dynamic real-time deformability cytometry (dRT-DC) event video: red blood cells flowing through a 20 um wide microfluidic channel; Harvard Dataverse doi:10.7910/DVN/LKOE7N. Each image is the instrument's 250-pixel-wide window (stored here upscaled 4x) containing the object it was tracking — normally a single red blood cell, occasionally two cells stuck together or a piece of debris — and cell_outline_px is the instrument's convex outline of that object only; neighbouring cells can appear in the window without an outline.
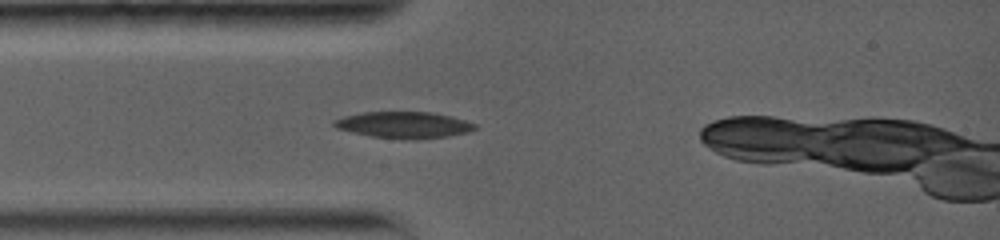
{"species": "common noctule bat (a hibernating species)", "species_latin": "Nyctalus noctula", "temperature_condition": "warm", "stored_images_in_passage": 34, "camera_frame_rate_fps": 5000, "um_per_image_px": 0.085, "animal": {"sex": "female", "body_mass_g": 19.0, "forearm_length_mm": 56.7}, "frame": {"image": 1, "passage_image": 12, "time_ms": 2.0, "image_size_px": [1000, 240], "cell_outline_px": [[476, 128], [468, 132], [448, 136], [412, 140], [372, 136], [352, 132], [336, 128], [332, 124], [332, 120], [344, 116], [364, 112], [432, 112], [452, 116], [476, 124]], "centroid_in_image_um": [34.32, 10.61], "position_along_channel_um": 50.7, "area_um2": 21.68}}